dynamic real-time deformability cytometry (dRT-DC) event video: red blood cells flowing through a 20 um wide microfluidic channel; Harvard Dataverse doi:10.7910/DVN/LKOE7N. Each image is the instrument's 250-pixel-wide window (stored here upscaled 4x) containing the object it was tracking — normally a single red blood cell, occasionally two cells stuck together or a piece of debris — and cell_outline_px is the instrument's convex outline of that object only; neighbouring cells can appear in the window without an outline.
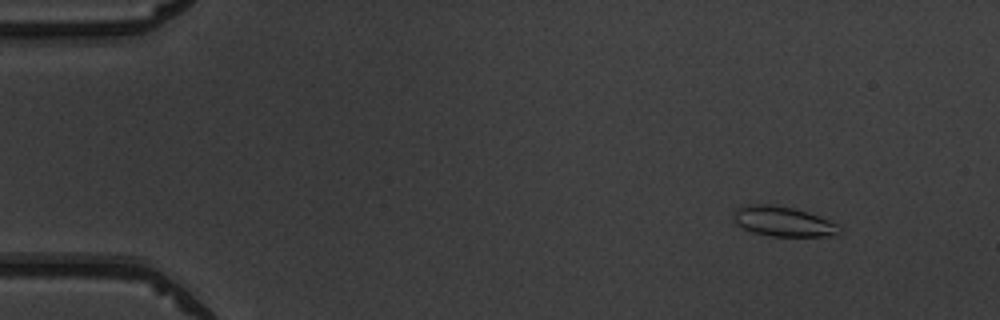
{"species": "common noctule bat (a hibernating species)", "species_latin": "Nyctalus noctula", "temperature_condition": "warm", "stored_images_in_passage": 48, "camera_frame_rate_fps": 3000, "um_per_image_px": 0.085, "animal": {"sex": "male", "body_mass_g": 19.5, "forearm_length_mm": 54.6}, "frame": {"image": 1, "passage_image": 2, "time_ms": 0.333, "image_size_px": [1000, 320], "cell_outline_px": [[844, 232], [832, 236], [772, 236], [752, 232], [736, 224], [732, 216], [736, 208], [744, 204], [768, 204], [792, 208], [808, 212], [840, 224]], "centroid_in_image_um": [66.6, 18.83], "position_along_channel_um": 18.4, "area_um2": 18.73}}
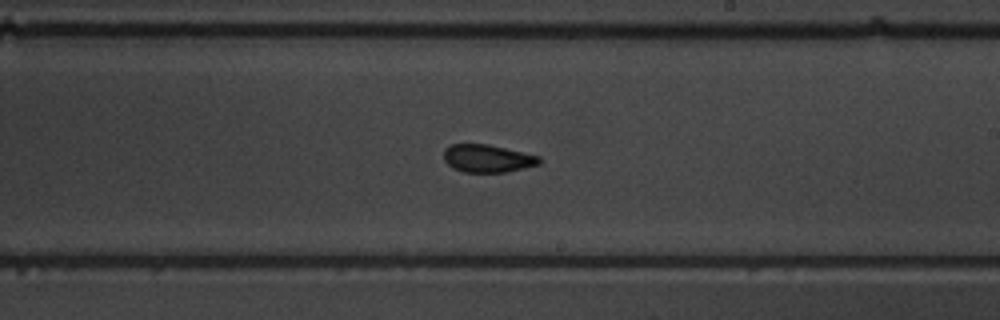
{"frame": {"image": 2, "passage_image": 27, "time_ms": 8.667, "image_size_px": [1000, 320], "cell_outline_px": [[540, 164], [504, 172], [464, 172], [452, 168], [444, 160], [444, 148], [452, 144], [488, 144], [540, 156]], "centroid_in_image_um": [41.41, 13.46], "position_along_channel_um": 247.6, "area_um2": 15.37}}
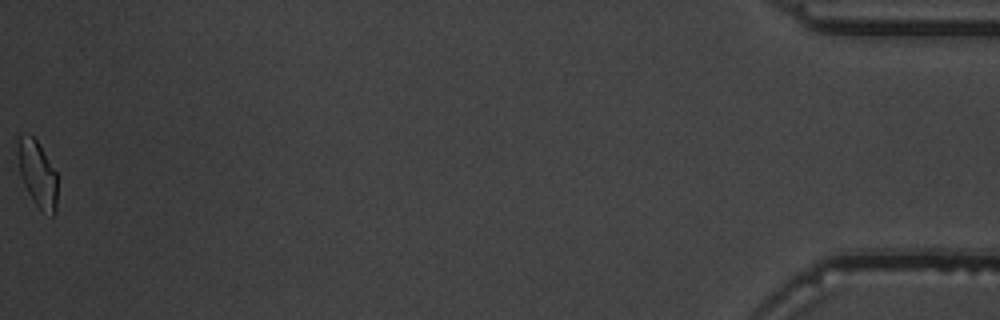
{"frame": {"image": 3, "passage_image": 48, "time_ms": 15.667, "image_size_px": [1000, 320], "cell_outline_px": [[56, 212], [52, 216], [40, 208], [32, 200], [20, 176], [16, 152], [16, 148], [20, 136], [28, 132], [36, 140], [56, 172]], "centroid_in_image_um": [3.15, 14.75], "position_along_channel_um": 432.1, "area_um2": 15.14}, "authors_computed_cell_mechanics": {"area_um2": 15.9239, "velocity_mm_per_s": 4.0027, "shape_relaxation_time_tau1_ms": 9.4724, "shape_relaxation_time_tau2_ms": 1.512, "deformation_change_tau1": 0.1989, "deformation_change_tau2": 0.0791}}